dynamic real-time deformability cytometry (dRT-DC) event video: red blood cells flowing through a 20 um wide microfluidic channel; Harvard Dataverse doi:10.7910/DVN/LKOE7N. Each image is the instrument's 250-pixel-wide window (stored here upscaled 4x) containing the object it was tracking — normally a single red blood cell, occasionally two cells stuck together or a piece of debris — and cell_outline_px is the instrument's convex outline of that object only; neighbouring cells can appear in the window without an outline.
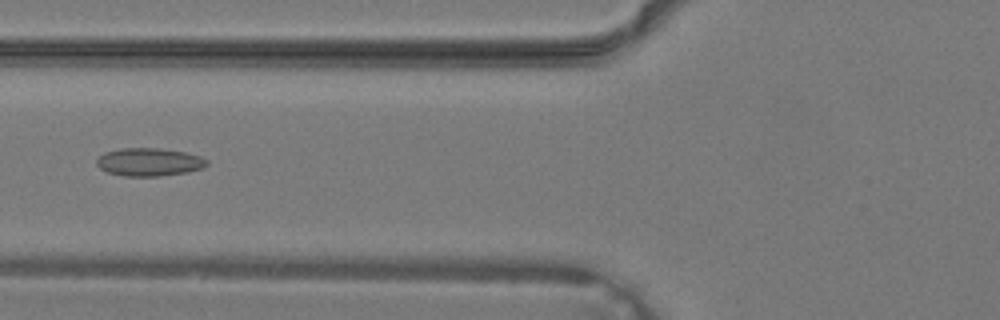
{"species": "common noctule bat (a hibernating species)", "species_latin": "Nyctalus noctula", "temperature_condition": "warm", "stored_images_in_passage": 33, "camera_frame_rate_fps": 3000, "um_per_image_px": 0.085, "animal": {"sex": "male", "body_mass_g": 19.2, "forearm_length_mm": 51.8}, "frame": {"image": 1, "passage_image": 15, "time_ms": 4.667, "image_size_px": [1000, 320], "cell_outline_px": [[208, 164], [204, 168], [188, 172], [160, 176], [124, 176], [108, 172], [100, 168], [96, 164], [96, 160], [104, 152], [120, 148], [160, 148], [184, 152], [200, 156], [208, 160]], "centroid_in_image_um": [12.69, 13.77], "position_along_channel_um": 113.1, "area_um2": 18.09}}
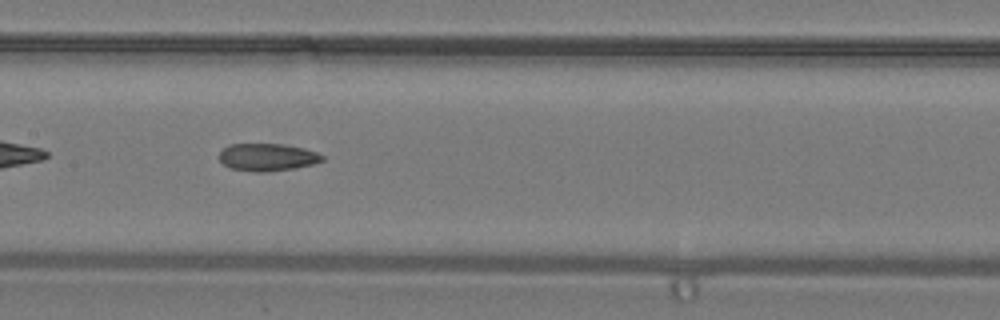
{"frame": {"image": 2, "passage_image": 19, "time_ms": 6.0, "image_size_px": [1000, 320], "cell_outline_px": [[324, 160], [316, 164], [292, 168], [260, 172], [256, 172], [228, 168], [220, 160], [220, 152], [228, 144], [280, 144], [304, 148], [316, 152], [324, 156]], "centroid_in_image_um": [22.73, 13.36], "position_along_channel_um": 184.7, "area_um2": 16.42}}
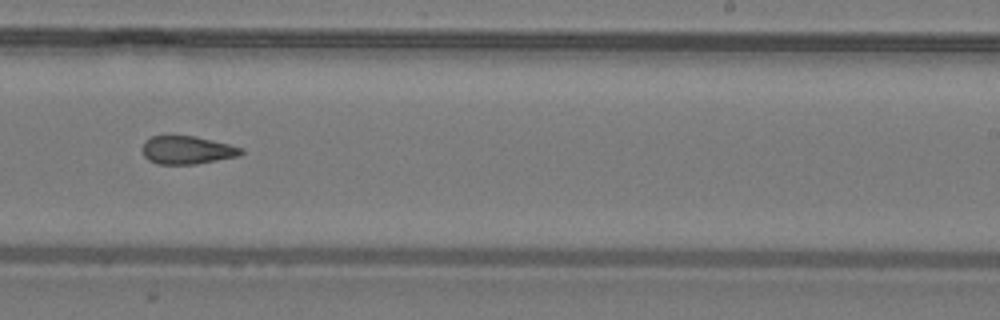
{"frame": {"image": 3, "passage_image": 24, "time_ms": 7.667, "image_size_px": [1000, 320], "cell_outline_px": [[244, 152], [240, 156], [196, 164], [156, 164], [148, 160], [144, 156], [140, 148], [152, 136], [192, 136], [212, 140], [244, 148]], "centroid_in_image_um": [15.92, 12.77], "position_along_channel_um": 273.1, "area_um2": 16.18}}